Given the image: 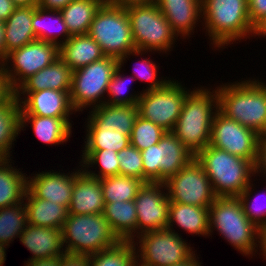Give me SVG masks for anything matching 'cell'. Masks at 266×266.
I'll list each match as a JSON object with an SVG mask.
<instances>
[{
    "label": "cell",
    "mask_w": 266,
    "mask_h": 266,
    "mask_svg": "<svg viewBox=\"0 0 266 266\" xmlns=\"http://www.w3.org/2000/svg\"><path fill=\"white\" fill-rule=\"evenodd\" d=\"M105 56L114 57L124 67L126 59L149 51L136 50L126 9L104 2L94 15L88 32Z\"/></svg>",
    "instance_id": "6"
},
{
    "label": "cell",
    "mask_w": 266,
    "mask_h": 266,
    "mask_svg": "<svg viewBox=\"0 0 266 266\" xmlns=\"http://www.w3.org/2000/svg\"><path fill=\"white\" fill-rule=\"evenodd\" d=\"M164 184L170 202L210 207L217 198L205 170L195 158Z\"/></svg>",
    "instance_id": "13"
},
{
    "label": "cell",
    "mask_w": 266,
    "mask_h": 266,
    "mask_svg": "<svg viewBox=\"0 0 266 266\" xmlns=\"http://www.w3.org/2000/svg\"><path fill=\"white\" fill-rule=\"evenodd\" d=\"M24 203L29 224L62 230L68 216V209L65 206L35 198L28 191L25 193Z\"/></svg>",
    "instance_id": "28"
},
{
    "label": "cell",
    "mask_w": 266,
    "mask_h": 266,
    "mask_svg": "<svg viewBox=\"0 0 266 266\" xmlns=\"http://www.w3.org/2000/svg\"><path fill=\"white\" fill-rule=\"evenodd\" d=\"M217 111L216 88L195 87L186 94L180 116L171 132L196 155L209 145L212 122Z\"/></svg>",
    "instance_id": "3"
},
{
    "label": "cell",
    "mask_w": 266,
    "mask_h": 266,
    "mask_svg": "<svg viewBox=\"0 0 266 266\" xmlns=\"http://www.w3.org/2000/svg\"><path fill=\"white\" fill-rule=\"evenodd\" d=\"M16 7L37 6L38 0H11Z\"/></svg>",
    "instance_id": "56"
},
{
    "label": "cell",
    "mask_w": 266,
    "mask_h": 266,
    "mask_svg": "<svg viewBox=\"0 0 266 266\" xmlns=\"http://www.w3.org/2000/svg\"><path fill=\"white\" fill-rule=\"evenodd\" d=\"M136 238L132 240L136 259L144 266H173L195 253L186 239L168 228L141 233Z\"/></svg>",
    "instance_id": "10"
},
{
    "label": "cell",
    "mask_w": 266,
    "mask_h": 266,
    "mask_svg": "<svg viewBox=\"0 0 266 266\" xmlns=\"http://www.w3.org/2000/svg\"><path fill=\"white\" fill-rule=\"evenodd\" d=\"M119 175L134 177L144 182V168L141 151L132 145L118 152Z\"/></svg>",
    "instance_id": "42"
},
{
    "label": "cell",
    "mask_w": 266,
    "mask_h": 266,
    "mask_svg": "<svg viewBox=\"0 0 266 266\" xmlns=\"http://www.w3.org/2000/svg\"><path fill=\"white\" fill-rule=\"evenodd\" d=\"M102 0H73L60 12L70 36L88 34L91 22Z\"/></svg>",
    "instance_id": "33"
},
{
    "label": "cell",
    "mask_w": 266,
    "mask_h": 266,
    "mask_svg": "<svg viewBox=\"0 0 266 266\" xmlns=\"http://www.w3.org/2000/svg\"><path fill=\"white\" fill-rule=\"evenodd\" d=\"M136 249L133 241L120 240L112 247L90 255V266H133Z\"/></svg>",
    "instance_id": "38"
},
{
    "label": "cell",
    "mask_w": 266,
    "mask_h": 266,
    "mask_svg": "<svg viewBox=\"0 0 266 266\" xmlns=\"http://www.w3.org/2000/svg\"><path fill=\"white\" fill-rule=\"evenodd\" d=\"M141 155L144 183L165 182L195 158L171 131H167L158 144L142 150Z\"/></svg>",
    "instance_id": "11"
},
{
    "label": "cell",
    "mask_w": 266,
    "mask_h": 266,
    "mask_svg": "<svg viewBox=\"0 0 266 266\" xmlns=\"http://www.w3.org/2000/svg\"><path fill=\"white\" fill-rule=\"evenodd\" d=\"M196 255H197V253L196 254L194 253L188 260H186L180 264L173 265V266H202L201 265L202 262H200L198 260L199 257H198V255L197 256Z\"/></svg>",
    "instance_id": "55"
},
{
    "label": "cell",
    "mask_w": 266,
    "mask_h": 266,
    "mask_svg": "<svg viewBox=\"0 0 266 266\" xmlns=\"http://www.w3.org/2000/svg\"><path fill=\"white\" fill-rule=\"evenodd\" d=\"M166 132L161 126L138 115L130 135V145L142 151L149 146L158 144Z\"/></svg>",
    "instance_id": "40"
},
{
    "label": "cell",
    "mask_w": 266,
    "mask_h": 266,
    "mask_svg": "<svg viewBox=\"0 0 266 266\" xmlns=\"http://www.w3.org/2000/svg\"><path fill=\"white\" fill-rule=\"evenodd\" d=\"M21 133V103L15 94L0 105V159H11L12 145Z\"/></svg>",
    "instance_id": "32"
},
{
    "label": "cell",
    "mask_w": 266,
    "mask_h": 266,
    "mask_svg": "<svg viewBox=\"0 0 266 266\" xmlns=\"http://www.w3.org/2000/svg\"><path fill=\"white\" fill-rule=\"evenodd\" d=\"M73 0H38V5L44 9H50L54 11H61Z\"/></svg>",
    "instance_id": "48"
},
{
    "label": "cell",
    "mask_w": 266,
    "mask_h": 266,
    "mask_svg": "<svg viewBox=\"0 0 266 266\" xmlns=\"http://www.w3.org/2000/svg\"><path fill=\"white\" fill-rule=\"evenodd\" d=\"M15 96L21 103V115L63 118L72 127L73 121L69 117L76 111L67 91L46 89L38 92H15Z\"/></svg>",
    "instance_id": "17"
},
{
    "label": "cell",
    "mask_w": 266,
    "mask_h": 266,
    "mask_svg": "<svg viewBox=\"0 0 266 266\" xmlns=\"http://www.w3.org/2000/svg\"><path fill=\"white\" fill-rule=\"evenodd\" d=\"M264 189L265 188H263L262 194L263 193L266 194V189L265 191ZM254 190H255V187H254L253 181H251L250 184L247 186V188L243 191V193L238 198L241 201V204L243 206V210L246 216L249 218V220L252 223H254L259 229H261L266 224V204H262L261 203L262 201L260 202L258 200L261 198V193L259 192L255 193ZM253 193L254 195H252Z\"/></svg>",
    "instance_id": "41"
},
{
    "label": "cell",
    "mask_w": 266,
    "mask_h": 266,
    "mask_svg": "<svg viewBox=\"0 0 266 266\" xmlns=\"http://www.w3.org/2000/svg\"><path fill=\"white\" fill-rule=\"evenodd\" d=\"M214 230L243 256L253 257L260 250L261 229L246 216L238 197H217L210 205L209 236Z\"/></svg>",
    "instance_id": "4"
},
{
    "label": "cell",
    "mask_w": 266,
    "mask_h": 266,
    "mask_svg": "<svg viewBox=\"0 0 266 266\" xmlns=\"http://www.w3.org/2000/svg\"><path fill=\"white\" fill-rule=\"evenodd\" d=\"M248 15L255 27L266 17V0H248Z\"/></svg>",
    "instance_id": "44"
},
{
    "label": "cell",
    "mask_w": 266,
    "mask_h": 266,
    "mask_svg": "<svg viewBox=\"0 0 266 266\" xmlns=\"http://www.w3.org/2000/svg\"><path fill=\"white\" fill-rule=\"evenodd\" d=\"M217 85L218 110L227 118L266 136V85L259 78Z\"/></svg>",
    "instance_id": "1"
},
{
    "label": "cell",
    "mask_w": 266,
    "mask_h": 266,
    "mask_svg": "<svg viewBox=\"0 0 266 266\" xmlns=\"http://www.w3.org/2000/svg\"><path fill=\"white\" fill-rule=\"evenodd\" d=\"M36 6L16 7L4 22L6 57L12 50L36 40L32 28V16Z\"/></svg>",
    "instance_id": "27"
},
{
    "label": "cell",
    "mask_w": 266,
    "mask_h": 266,
    "mask_svg": "<svg viewBox=\"0 0 266 266\" xmlns=\"http://www.w3.org/2000/svg\"><path fill=\"white\" fill-rule=\"evenodd\" d=\"M175 224L191 235L209 237V207L170 202L167 228L175 232Z\"/></svg>",
    "instance_id": "24"
},
{
    "label": "cell",
    "mask_w": 266,
    "mask_h": 266,
    "mask_svg": "<svg viewBox=\"0 0 266 266\" xmlns=\"http://www.w3.org/2000/svg\"><path fill=\"white\" fill-rule=\"evenodd\" d=\"M261 136L255 131L227 118L219 110L211 127L209 145L242 157L256 164Z\"/></svg>",
    "instance_id": "15"
},
{
    "label": "cell",
    "mask_w": 266,
    "mask_h": 266,
    "mask_svg": "<svg viewBox=\"0 0 266 266\" xmlns=\"http://www.w3.org/2000/svg\"><path fill=\"white\" fill-rule=\"evenodd\" d=\"M19 239L32 254L30 259L28 258L30 261L57 257L65 253L62 230L58 228H47L27 223Z\"/></svg>",
    "instance_id": "21"
},
{
    "label": "cell",
    "mask_w": 266,
    "mask_h": 266,
    "mask_svg": "<svg viewBox=\"0 0 266 266\" xmlns=\"http://www.w3.org/2000/svg\"><path fill=\"white\" fill-rule=\"evenodd\" d=\"M126 13L136 50L153 54L173 51L178 37L157 4L131 6L126 8Z\"/></svg>",
    "instance_id": "8"
},
{
    "label": "cell",
    "mask_w": 266,
    "mask_h": 266,
    "mask_svg": "<svg viewBox=\"0 0 266 266\" xmlns=\"http://www.w3.org/2000/svg\"><path fill=\"white\" fill-rule=\"evenodd\" d=\"M110 3L114 6L126 9L131 6L156 4L157 0H110Z\"/></svg>",
    "instance_id": "50"
},
{
    "label": "cell",
    "mask_w": 266,
    "mask_h": 266,
    "mask_svg": "<svg viewBox=\"0 0 266 266\" xmlns=\"http://www.w3.org/2000/svg\"><path fill=\"white\" fill-rule=\"evenodd\" d=\"M119 65L117 58L105 56L73 71L70 102L76 112L105 103L104 95Z\"/></svg>",
    "instance_id": "9"
},
{
    "label": "cell",
    "mask_w": 266,
    "mask_h": 266,
    "mask_svg": "<svg viewBox=\"0 0 266 266\" xmlns=\"http://www.w3.org/2000/svg\"><path fill=\"white\" fill-rule=\"evenodd\" d=\"M120 241L103 214H68L62 227L65 252L92 255Z\"/></svg>",
    "instance_id": "7"
},
{
    "label": "cell",
    "mask_w": 266,
    "mask_h": 266,
    "mask_svg": "<svg viewBox=\"0 0 266 266\" xmlns=\"http://www.w3.org/2000/svg\"><path fill=\"white\" fill-rule=\"evenodd\" d=\"M133 266H144V265H142V264H140L139 262L136 261Z\"/></svg>",
    "instance_id": "58"
},
{
    "label": "cell",
    "mask_w": 266,
    "mask_h": 266,
    "mask_svg": "<svg viewBox=\"0 0 266 266\" xmlns=\"http://www.w3.org/2000/svg\"><path fill=\"white\" fill-rule=\"evenodd\" d=\"M84 143L83 150L111 149L119 152L130 145V136L110 128L86 127Z\"/></svg>",
    "instance_id": "37"
},
{
    "label": "cell",
    "mask_w": 266,
    "mask_h": 266,
    "mask_svg": "<svg viewBox=\"0 0 266 266\" xmlns=\"http://www.w3.org/2000/svg\"><path fill=\"white\" fill-rule=\"evenodd\" d=\"M9 248L7 245L5 244H1L0 243V266H5V260H6V249Z\"/></svg>",
    "instance_id": "57"
},
{
    "label": "cell",
    "mask_w": 266,
    "mask_h": 266,
    "mask_svg": "<svg viewBox=\"0 0 266 266\" xmlns=\"http://www.w3.org/2000/svg\"><path fill=\"white\" fill-rule=\"evenodd\" d=\"M156 4L179 39H189L203 22L201 0H157Z\"/></svg>",
    "instance_id": "19"
},
{
    "label": "cell",
    "mask_w": 266,
    "mask_h": 266,
    "mask_svg": "<svg viewBox=\"0 0 266 266\" xmlns=\"http://www.w3.org/2000/svg\"><path fill=\"white\" fill-rule=\"evenodd\" d=\"M85 127H104L131 135L133 125L138 116L137 105L102 104L91 108Z\"/></svg>",
    "instance_id": "22"
},
{
    "label": "cell",
    "mask_w": 266,
    "mask_h": 266,
    "mask_svg": "<svg viewBox=\"0 0 266 266\" xmlns=\"http://www.w3.org/2000/svg\"><path fill=\"white\" fill-rule=\"evenodd\" d=\"M255 36L266 37V17L255 26L253 37L255 38Z\"/></svg>",
    "instance_id": "54"
},
{
    "label": "cell",
    "mask_w": 266,
    "mask_h": 266,
    "mask_svg": "<svg viewBox=\"0 0 266 266\" xmlns=\"http://www.w3.org/2000/svg\"><path fill=\"white\" fill-rule=\"evenodd\" d=\"M32 28L37 40L54 43L58 46L71 37L60 11L44 9L39 6H36L32 16Z\"/></svg>",
    "instance_id": "29"
},
{
    "label": "cell",
    "mask_w": 266,
    "mask_h": 266,
    "mask_svg": "<svg viewBox=\"0 0 266 266\" xmlns=\"http://www.w3.org/2000/svg\"><path fill=\"white\" fill-rule=\"evenodd\" d=\"M263 260L266 261V224L261 228L260 231V252Z\"/></svg>",
    "instance_id": "53"
},
{
    "label": "cell",
    "mask_w": 266,
    "mask_h": 266,
    "mask_svg": "<svg viewBox=\"0 0 266 266\" xmlns=\"http://www.w3.org/2000/svg\"><path fill=\"white\" fill-rule=\"evenodd\" d=\"M5 27L4 22L0 21V61L6 58V45H5Z\"/></svg>",
    "instance_id": "52"
},
{
    "label": "cell",
    "mask_w": 266,
    "mask_h": 266,
    "mask_svg": "<svg viewBox=\"0 0 266 266\" xmlns=\"http://www.w3.org/2000/svg\"><path fill=\"white\" fill-rule=\"evenodd\" d=\"M104 203L133 201L145 184L142 180L124 175H114L100 179Z\"/></svg>",
    "instance_id": "34"
},
{
    "label": "cell",
    "mask_w": 266,
    "mask_h": 266,
    "mask_svg": "<svg viewBox=\"0 0 266 266\" xmlns=\"http://www.w3.org/2000/svg\"><path fill=\"white\" fill-rule=\"evenodd\" d=\"M58 58V45L36 39L8 53L2 61V69L15 90L29 76L49 66Z\"/></svg>",
    "instance_id": "14"
},
{
    "label": "cell",
    "mask_w": 266,
    "mask_h": 266,
    "mask_svg": "<svg viewBox=\"0 0 266 266\" xmlns=\"http://www.w3.org/2000/svg\"><path fill=\"white\" fill-rule=\"evenodd\" d=\"M202 22L212 49L223 50L236 41L253 37L255 27L248 15V0H201ZM251 35V36H250ZM226 46V47H225ZM218 48V49H217Z\"/></svg>",
    "instance_id": "2"
},
{
    "label": "cell",
    "mask_w": 266,
    "mask_h": 266,
    "mask_svg": "<svg viewBox=\"0 0 266 266\" xmlns=\"http://www.w3.org/2000/svg\"><path fill=\"white\" fill-rule=\"evenodd\" d=\"M103 191L100 179L82 170L76 177L68 214H100L104 210Z\"/></svg>",
    "instance_id": "20"
},
{
    "label": "cell",
    "mask_w": 266,
    "mask_h": 266,
    "mask_svg": "<svg viewBox=\"0 0 266 266\" xmlns=\"http://www.w3.org/2000/svg\"><path fill=\"white\" fill-rule=\"evenodd\" d=\"M205 170L217 197H239L255 178V164L214 146L195 155Z\"/></svg>",
    "instance_id": "5"
},
{
    "label": "cell",
    "mask_w": 266,
    "mask_h": 266,
    "mask_svg": "<svg viewBox=\"0 0 266 266\" xmlns=\"http://www.w3.org/2000/svg\"><path fill=\"white\" fill-rule=\"evenodd\" d=\"M28 223L26 205L23 202L0 208V243L7 246L19 238Z\"/></svg>",
    "instance_id": "36"
},
{
    "label": "cell",
    "mask_w": 266,
    "mask_h": 266,
    "mask_svg": "<svg viewBox=\"0 0 266 266\" xmlns=\"http://www.w3.org/2000/svg\"><path fill=\"white\" fill-rule=\"evenodd\" d=\"M105 57L99 44L88 34L71 36L59 46V58L72 70Z\"/></svg>",
    "instance_id": "25"
},
{
    "label": "cell",
    "mask_w": 266,
    "mask_h": 266,
    "mask_svg": "<svg viewBox=\"0 0 266 266\" xmlns=\"http://www.w3.org/2000/svg\"><path fill=\"white\" fill-rule=\"evenodd\" d=\"M140 64L139 63H136L135 62V65H134V69H133V72L134 73V78L136 80H139L142 81V82H147L149 83L148 86L146 87V89H142V91H148V90H154V89H160L162 88L168 81H170L171 77L167 78L166 77H162L160 78L158 76V71H159V65L157 66L155 62H153L150 59H147L146 58H141L139 60ZM158 76V77H157ZM167 78V80H166Z\"/></svg>",
    "instance_id": "43"
},
{
    "label": "cell",
    "mask_w": 266,
    "mask_h": 266,
    "mask_svg": "<svg viewBox=\"0 0 266 266\" xmlns=\"http://www.w3.org/2000/svg\"><path fill=\"white\" fill-rule=\"evenodd\" d=\"M62 255L25 261V266H61Z\"/></svg>",
    "instance_id": "49"
},
{
    "label": "cell",
    "mask_w": 266,
    "mask_h": 266,
    "mask_svg": "<svg viewBox=\"0 0 266 266\" xmlns=\"http://www.w3.org/2000/svg\"><path fill=\"white\" fill-rule=\"evenodd\" d=\"M16 6L11 0H0V21L5 22L14 12Z\"/></svg>",
    "instance_id": "51"
},
{
    "label": "cell",
    "mask_w": 266,
    "mask_h": 266,
    "mask_svg": "<svg viewBox=\"0 0 266 266\" xmlns=\"http://www.w3.org/2000/svg\"><path fill=\"white\" fill-rule=\"evenodd\" d=\"M61 266H90V255L65 252L62 255Z\"/></svg>",
    "instance_id": "45"
},
{
    "label": "cell",
    "mask_w": 266,
    "mask_h": 266,
    "mask_svg": "<svg viewBox=\"0 0 266 266\" xmlns=\"http://www.w3.org/2000/svg\"><path fill=\"white\" fill-rule=\"evenodd\" d=\"M118 152L111 149L104 150H82V159L79 167L90 176L101 179L109 176L119 175ZM98 165V166H97ZM99 167L98 172L89 169L90 167Z\"/></svg>",
    "instance_id": "35"
},
{
    "label": "cell",
    "mask_w": 266,
    "mask_h": 266,
    "mask_svg": "<svg viewBox=\"0 0 266 266\" xmlns=\"http://www.w3.org/2000/svg\"><path fill=\"white\" fill-rule=\"evenodd\" d=\"M35 136L49 145L66 144L72 136V127L63 119L55 117H41L38 115H21V130L24 131L28 124Z\"/></svg>",
    "instance_id": "26"
},
{
    "label": "cell",
    "mask_w": 266,
    "mask_h": 266,
    "mask_svg": "<svg viewBox=\"0 0 266 266\" xmlns=\"http://www.w3.org/2000/svg\"><path fill=\"white\" fill-rule=\"evenodd\" d=\"M122 69V66L119 65L115 73L113 74V77L111 78V81L108 85L106 93V97H108V99H105V103L110 105H137L143 91H141L140 93L138 91L137 93L136 91H134V93L129 92V84L131 82L134 83V80L136 79L133 77V74L132 76H130V78H126L124 73H122Z\"/></svg>",
    "instance_id": "39"
},
{
    "label": "cell",
    "mask_w": 266,
    "mask_h": 266,
    "mask_svg": "<svg viewBox=\"0 0 266 266\" xmlns=\"http://www.w3.org/2000/svg\"><path fill=\"white\" fill-rule=\"evenodd\" d=\"M259 175L261 177L263 175V177L266 178V136H262L259 141L258 157L255 164V176Z\"/></svg>",
    "instance_id": "46"
},
{
    "label": "cell",
    "mask_w": 266,
    "mask_h": 266,
    "mask_svg": "<svg viewBox=\"0 0 266 266\" xmlns=\"http://www.w3.org/2000/svg\"><path fill=\"white\" fill-rule=\"evenodd\" d=\"M102 214L120 240L132 241L137 237V212L134 200L105 203Z\"/></svg>",
    "instance_id": "30"
},
{
    "label": "cell",
    "mask_w": 266,
    "mask_h": 266,
    "mask_svg": "<svg viewBox=\"0 0 266 266\" xmlns=\"http://www.w3.org/2000/svg\"><path fill=\"white\" fill-rule=\"evenodd\" d=\"M72 173L54 170L38 172L27 177V191L35 198L48 200L65 206L67 209L72 198L75 177L83 170L73 169ZM32 177V178H31Z\"/></svg>",
    "instance_id": "18"
},
{
    "label": "cell",
    "mask_w": 266,
    "mask_h": 266,
    "mask_svg": "<svg viewBox=\"0 0 266 266\" xmlns=\"http://www.w3.org/2000/svg\"><path fill=\"white\" fill-rule=\"evenodd\" d=\"M73 71L60 59L25 79L15 92H38L46 89L70 94Z\"/></svg>",
    "instance_id": "23"
},
{
    "label": "cell",
    "mask_w": 266,
    "mask_h": 266,
    "mask_svg": "<svg viewBox=\"0 0 266 266\" xmlns=\"http://www.w3.org/2000/svg\"><path fill=\"white\" fill-rule=\"evenodd\" d=\"M137 236L168 226L170 199L164 182L145 183L135 197Z\"/></svg>",
    "instance_id": "16"
},
{
    "label": "cell",
    "mask_w": 266,
    "mask_h": 266,
    "mask_svg": "<svg viewBox=\"0 0 266 266\" xmlns=\"http://www.w3.org/2000/svg\"><path fill=\"white\" fill-rule=\"evenodd\" d=\"M190 90L172 78L160 89L143 91L137 104L138 115L166 131H172Z\"/></svg>",
    "instance_id": "12"
},
{
    "label": "cell",
    "mask_w": 266,
    "mask_h": 266,
    "mask_svg": "<svg viewBox=\"0 0 266 266\" xmlns=\"http://www.w3.org/2000/svg\"><path fill=\"white\" fill-rule=\"evenodd\" d=\"M14 94L15 90L11 87L4 70L0 68V105L5 104Z\"/></svg>",
    "instance_id": "47"
},
{
    "label": "cell",
    "mask_w": 266,
    "mask_h": 266,
    "mask_svg": "<svg viewBox=\"0 0 266 266\" xmlns=\"http://www.w3.org/2000/svg\"><path fill=\"white\" fill-rule=\"evenodd\" d=\"M11 163L15 165L12 159H0V208L23 202L27 191V174Z\"/></svg>",
    "instance_id": "31"
}]
</instances>
